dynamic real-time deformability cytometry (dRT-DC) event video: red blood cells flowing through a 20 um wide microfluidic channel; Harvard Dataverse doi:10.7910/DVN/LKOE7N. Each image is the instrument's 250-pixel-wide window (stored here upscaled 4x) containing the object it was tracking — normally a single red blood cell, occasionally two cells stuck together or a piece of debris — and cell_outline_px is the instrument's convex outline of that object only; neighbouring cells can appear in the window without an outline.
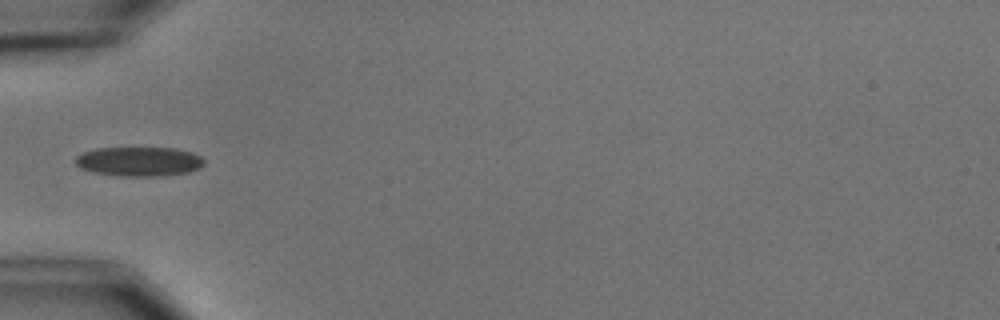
{"species": "common noctule bat (a hibernating species)", "species_latin": "Nyctalus noctula", "temperature_condition": "cold", "stored_images_in_passage": 6, "camera_frame_rate_fps": 3000, "um_per_image_px": 0.085, "animal": {"sex": "male", "body_mass_g": 15.6}, "frame": {"image": 1, "passage_image": 6, "time_ms": 6.0, "image_size_px": [1000, 320], "cell_outline_px": [[204, 164], [200, 168], [188, 172], [160, 176], [120, 176], [92, 172], [80, 168], [76, 164], [76, 156], [84, 152], [96, 148], [176, 148], [192, 152], [200, 156], [204, 160]], "centroid_in_image_um": [11.83, 13.73], "position_along_channel_um": 73.2, "area_um2": 22.08}}